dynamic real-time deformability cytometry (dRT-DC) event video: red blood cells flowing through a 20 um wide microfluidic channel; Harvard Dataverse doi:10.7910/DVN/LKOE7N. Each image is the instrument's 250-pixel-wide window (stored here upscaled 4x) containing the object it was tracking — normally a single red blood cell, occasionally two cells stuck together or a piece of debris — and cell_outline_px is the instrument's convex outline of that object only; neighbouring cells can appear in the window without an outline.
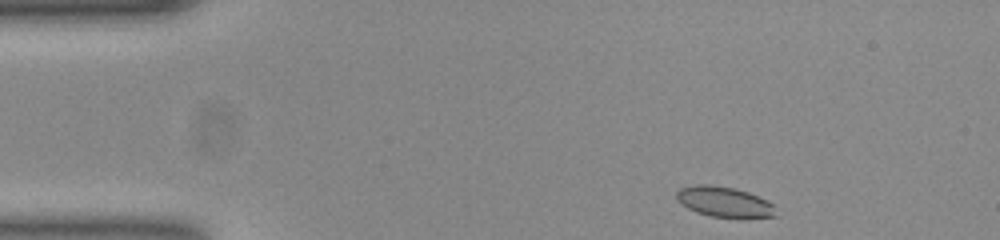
{"species": "common noctule bat (a hibernating species)", "species_latin": "Nyctalus noctula", "temperature_condition": "room temperature", "stored_images_in_passage": 46, "camera_frame_rate_fps": 3000, "um_per_image_px": 0.085, "animal": {"sex": "female", "body_mass_g": 23.0, "forearm_length_mm": 53.4}, "frame": {"image": 1, "passage_image": 1, "time_ms": 0.0, "image_size_px": [1000, 240], "cell_outline_px": [[776, 216], [712, 216], [696, 212], [688, 208], [676, 196], [676, 192], [680, 188], [696, 184], [704, 184], [732, 188], [748, 192], [772, 204]], "centroid_in_image_um": [61.5, 17.13], "position_along_channel_um": 23.5, "area_um2": 16.65}}
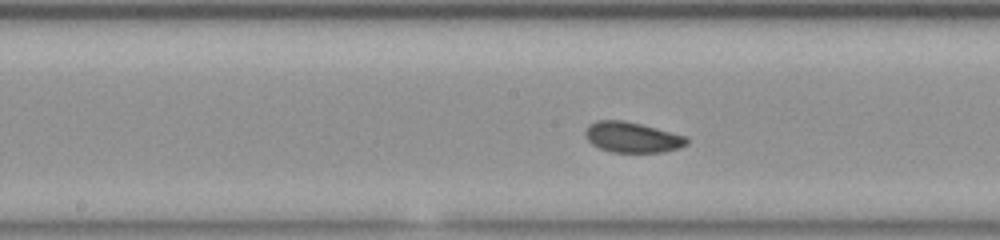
{"frame": {"image": 2, "passage_image": 20, "time_ms": 6.333, "image_size_px": [1000, 240], "cell_outline_px": [[688, 144], [680, 148], [664, 152], [612, 152], [600, 148], [592, 144], [588, 140], [584, 132], [588, 124], [596, 120], [624, 120], [688, 136]], "centroid_in_image_um": [53.75, 11.66], "position_along_channel_um": 194.5, "area_um2": 18.15}}
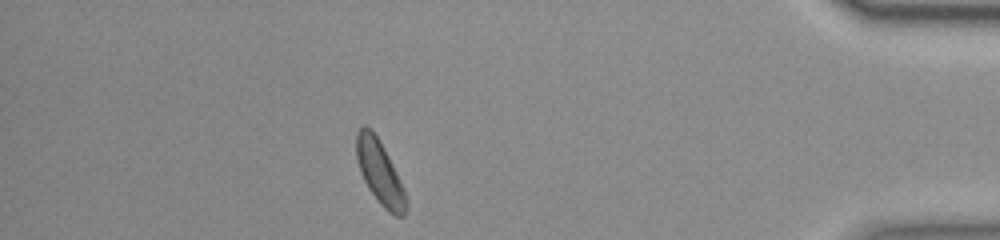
{"frame": {"image": 3, "passage_image": 40, "time_ms": 13.0, "image_size_px": [1000, 240], "cell_outline_px": [[408, 204], [404, 216], [396, 216], [388, 212], [380, 204], [368, 188], [360, 172], [356, 160], [356, 132], [364, 124], [376, 136], [388, 156], [400, 180], [408, 200]], "centroid_in_image_um": [32.28, 14.7], "position_along_channel_um": 402.9, "area_um2": 18.26}, "authors_computed_cell_mechanics": {"area_um2": 17.8313, "velocity_mm_per_s": 3.858, "shape_relaxation_time_tau1_ms": 5.3999, "shape_relaxation_time_tau2_ms": 5.5315, "deformation_change_tau1": 0.0895, "deformation_change_tau2": 0.0701}}